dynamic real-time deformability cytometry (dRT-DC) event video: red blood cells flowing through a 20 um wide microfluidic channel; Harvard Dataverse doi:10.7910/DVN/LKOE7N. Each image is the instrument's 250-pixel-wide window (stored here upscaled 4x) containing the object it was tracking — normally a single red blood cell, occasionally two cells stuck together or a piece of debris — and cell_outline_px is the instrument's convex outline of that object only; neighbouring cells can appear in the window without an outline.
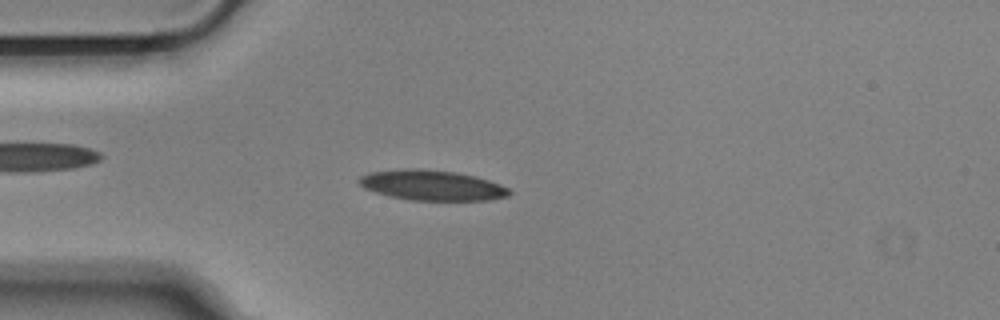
{"species": "Egyptian fruit bat (a non-hibernating species)", "species_latin": "Rousettus aegyptiacus", "temperature_condition": "cold", "stored_images_in_passage": 53, "camera_frame_rate_fps": 3000, "um_per_image_px": 0.085, "animal": {"sex": "male"}, "frame": {"image": 1, "passage_image": 13, "time_ms": 4.0, "image_size_px": [1000, 320], "cell_outline_px": [[512, 192], [508, 196], [488, 200], [412, 200], [388, 196], [364, 188], [356, 180], [360, 176], [368, 172], [404, 168], [416, 168], [456, 172], [476, 176], [488, 180], [508, 188]], "centroid_in_image_um": [36.68, 15.74], "position_along_channel_um": 48.3, "area_um2": 26.53}}
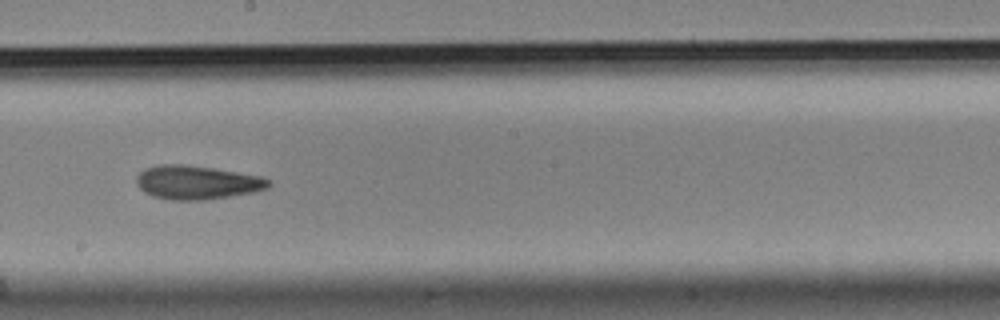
{"frame": {"image": 2, "passage_image": 29, "time_ms": 9.333, "image_size_px": [1000, 320], "cell_outline_px": [[272, 184], [268, 188], [252, 192], [208, 200], [172, 200], [152, 196], [144, 192], [136, 184], [136, 176], [144, 168], [160, 164], [184, 164], [212, 168], [260, 176], [272, 180]], "centroid_in_image_um": [16.72, 15.51], "position_along_channel_um": 231.5, "area_um2": 26.13}}
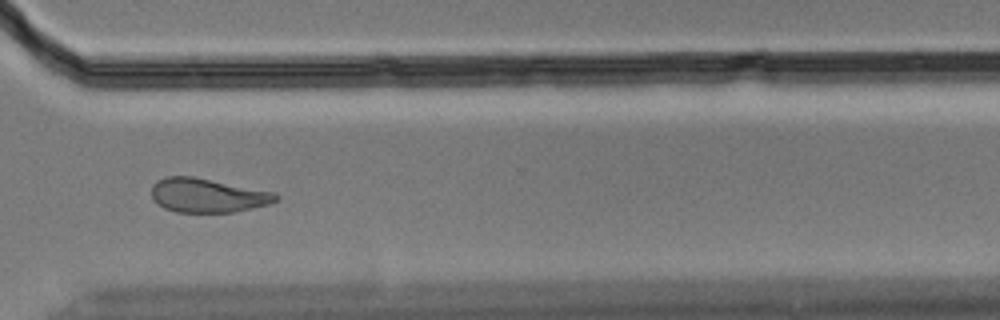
{"frame": {"image": 3, "passage_image": 39, "time_ms": 12.667, "image_size_px": [1000, 320], "cell_outline_px": [[280, 200], [268, 204], [236, 212], [176, 212], [164, 208], [152, 196], [152, 184], [156, 180], [168, 176], [192, 176], [276, 192], [280, 196]], "centroid_in_image_um": [17.69, 16.6], "position_along_channel_um": 352.9, "area_um2": 24.74}, "authors_computed_cell_mechanics": {"area_um2": 25.5476, "velocity_mm_per_s": 3.6484, "shape_relaxation_time_tau1_ms": 6.5367, "shape_relaxation_time_tau2_ms": 5.3838, "deformation_change_tau1": 0.1551, "deformation_change_tau2": 0.1231}}